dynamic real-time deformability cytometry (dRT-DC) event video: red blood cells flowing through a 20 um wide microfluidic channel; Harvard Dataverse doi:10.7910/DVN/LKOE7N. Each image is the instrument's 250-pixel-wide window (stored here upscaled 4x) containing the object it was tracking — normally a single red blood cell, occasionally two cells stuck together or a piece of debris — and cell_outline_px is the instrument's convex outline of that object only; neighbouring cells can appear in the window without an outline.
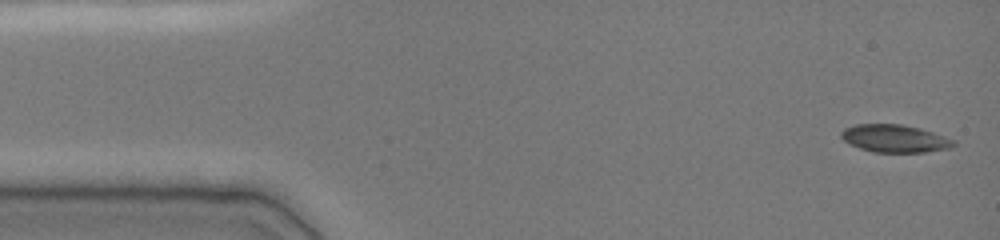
{"species": "common noctule bat (a hibernating species)", "species_latin": "Nyctalus noctula", "temperature_condition": "cold", "stored_images_in_passage": 9, "camera_frame_rate_fps": 3000, "um_per_image_px": 0.085, "animal": {"sex": "female", "body_mass_g": 19.0, "forearm_length_mm": 51.5}, "frame": {"image": 1, "passage_image": 1, "time_ms": 0.0, "image_size_px": [1000, 240], "cell_outline_px": [[956, 144], [948, 148], [924, 152], [876, 152], [860, 148], [844, 140], [840, 136], [840, 132], [844, 128], [856, 124], [904, 124], [920, 128], [944, 136], [952, 140]], "centroid_in_image_um": [76.02, 11.76], "position_along_channel_um": 9.0, "area_um2": 17.92}}
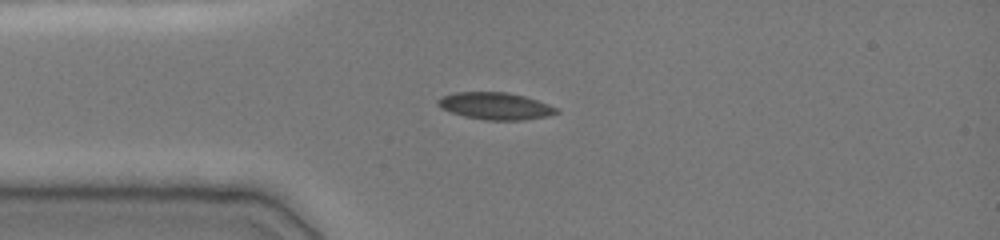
{"frame": {"image": 2, "passage_image": 7, "time_ms": 3.333, "image_size_px": [1000, 240], "cell_outline_px": [[560, 112], [548, 116], [520, 120], [484, 120], [464, 116], [440, 108], [436, 104], [436, 100], [444, 96], [456, 92], [508, 92], [524, 96], [548, 104], [556, 108]], "centroid_in_image_um": [42.09, 9.01], "position_along_channel_um": 42.9, "area_um2": 18.61}}
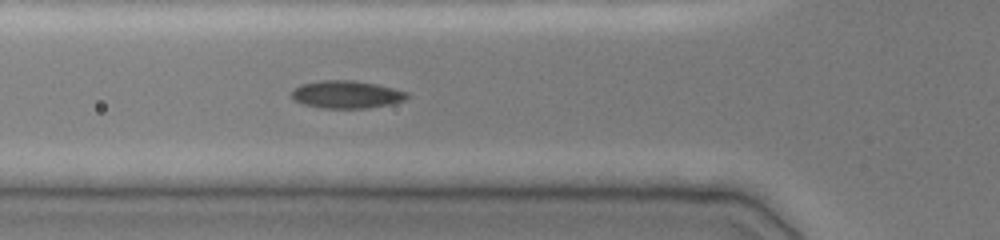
{"frame": {"image": 3, "passage_image": 9, "time_ms": 5.0, "image_size_px": [1000, 240], "cell_outline_px": [[412, 96], [404, 100], [388, 104], [368, 108], [324, 108], [304, 104], [292, 100], [292, 88], [300, 84], [320, 80], [356, 80], [376, 84], [408, 92]], "centroid_in_image_um": [29.44, 8.02], "position_along_channel_um": 96.4, "area_um2": 18.73}}